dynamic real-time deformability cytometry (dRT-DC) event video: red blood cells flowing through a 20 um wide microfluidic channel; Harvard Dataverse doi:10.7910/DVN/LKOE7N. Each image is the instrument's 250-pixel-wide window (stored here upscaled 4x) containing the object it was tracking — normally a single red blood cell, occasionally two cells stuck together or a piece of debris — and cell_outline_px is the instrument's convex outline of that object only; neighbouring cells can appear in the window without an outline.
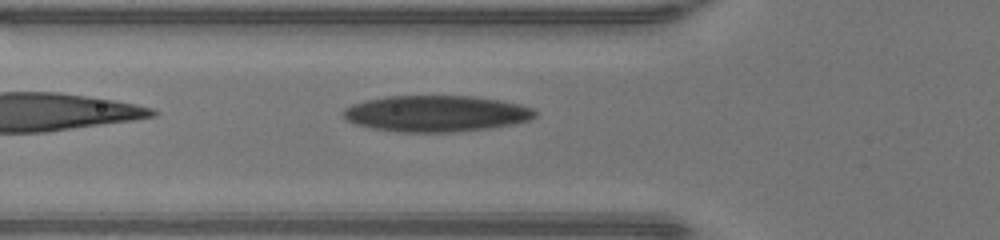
{"species": "human", "species_latin": "Homo sapiens", "temperature_condition": "warm", "stored_images_in_passage": 32, "camera_frame_rate_fps": 3000, "um_per_image_px": 0.085, "donor": {"sex": "male"}, "frame": {"image": 1, "passage_image": 3, "time_ms": 0.667, "image_size_px": [1000, 240], "cell_outline_px": [[536, 116], [528, 120], [512, 124], [488, 128], [452, 132], [400, 132], [372, 128], [356, 124], [348, 120], [340, 112], [344, 108], [352, 104], [364, 100], [384, 96], [476, 96], [500, 100], [520, 104], [532, 108], [536, 112]], "centroid_in_image_um": [37.04, 9.64], "position_along_channel_um": 88.8, "area_um2": 40.58}}
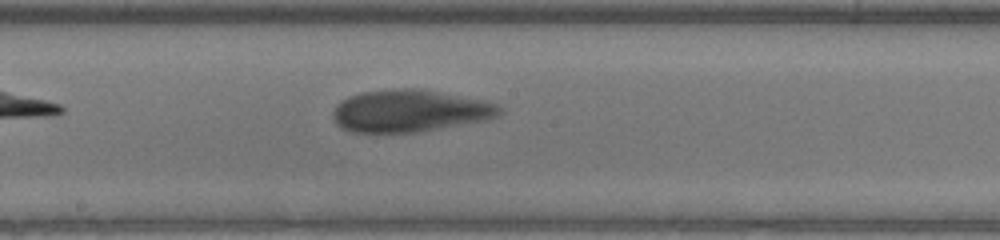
{"frame": {"image": 2, "passage_image": 12, "time_ms": 3.667, "image_size_px": [1000, 240], "cell_outline_px": [[504, 108], [500, 116], [488, 120], [416, 132], [352, 132], [340, 128], [336, 124], [332, 116], [332, 112], [336, 104], [340, 100], [348, 96], [360, 92], [396, 88], [416, 88], [484, 100], [496, 104]], "centroid_in_image_um": [34.81, 9.42], "position_along_channel_um": 213.4, "area_um2": 41.27}}
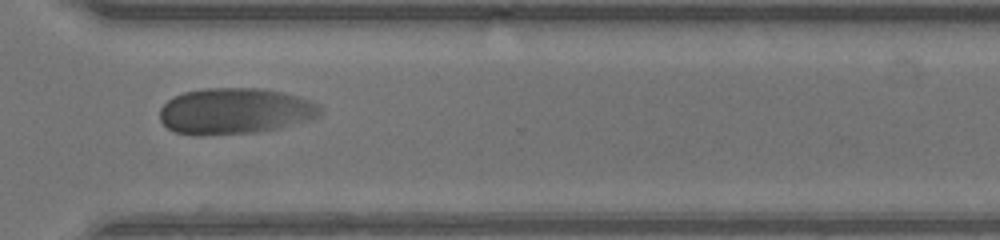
{"frame": {"image": 3, "passage_image": 22, "time_ms": 7.0, "image_size_px": [1000, 240], "cell_outline_px": [[320, 116], [308, 120], [280, 128], [256, 132], [200, 136], [176, 132], [168, 128], [160, 120], [160, 108], [168, 100], [184, 92], [204, 88], [260, 88], [300, 96], [312, 100], [320, 104]], "centroid_in_image_um": [19.99, 9.44], "position_along_channel_um": 350.6, "area_um2": 43.29}, "authors_computed_cell_mechanics": {"area_um2": 41.2403, "velocity_mm_per_s": 4.127, "shape_relaxation_time_tau1_ms": 4.6966, "shape_relaxation_time_tau2_ms": null, "deformation_change_tau1": 0.1487, "deformation_change_tau2": null}}